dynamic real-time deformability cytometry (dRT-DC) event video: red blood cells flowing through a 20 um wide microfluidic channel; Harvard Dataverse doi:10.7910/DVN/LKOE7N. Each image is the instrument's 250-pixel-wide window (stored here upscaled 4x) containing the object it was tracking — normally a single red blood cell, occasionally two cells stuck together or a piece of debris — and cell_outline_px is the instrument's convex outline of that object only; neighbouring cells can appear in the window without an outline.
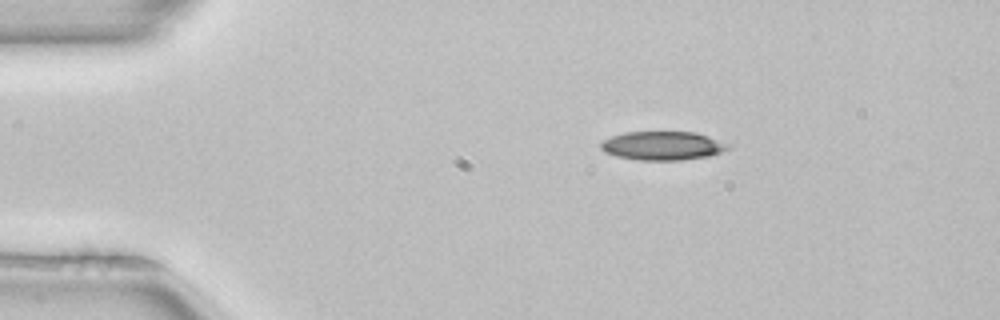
{"species": "common noctule bat (a hibernating species)", "species_latin": "Nyctalus noctula", "temperature_condition": "room temperature", "stored_images_in_passage": 43, "camera_frame_rate_fps": 3000, "um_per_image_px": 0.085, "animal": {"sex": "female", "body_mass_g": 22.7, "forearm_length_mm": 54.2}, "frame": {"image": 1, "passage_image": 1, "time_ms": 0.0, "image_size_px": [1000, 320], "cell_outline_px": [[732, 148], [708, 156], [684, 160], [640, 160], [616, 156], [604, 152], [600, 148], [600, 144], [604, 140], [612, 136], [624, 132], [696, 132], [732, 144]], "centroid_in_image_um": [56.36, 12.39], "position_along_channel_um": 28.6, "area_um2": 21.44}}
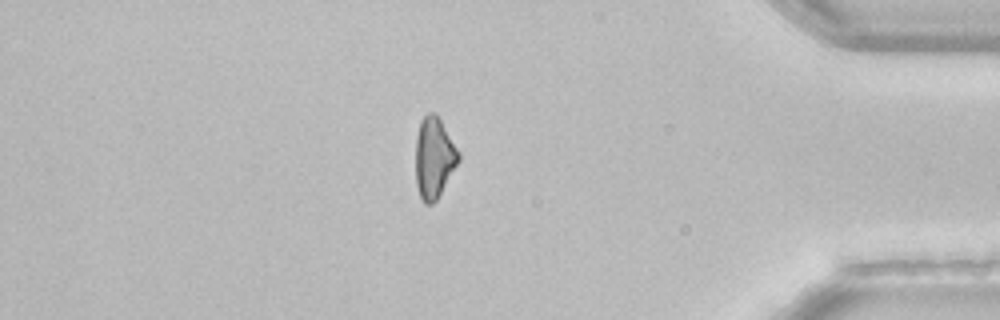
{"frame": {"image": 2, "passage_image": 36, "time_ms": 11.667, "image_size_px": [1000, 320], "cell_outline_px": [[460, 160], [436, 200], [432, 204], [424, 204], [420, 196], [416, 184], [416, 136], [420, 120], [428, 112], [436, 112], [460, 152]], "centroid_in_image_um": [36.89, 13.38], "position_along_channel_um": 398.3, "area_um2": 20.35}}
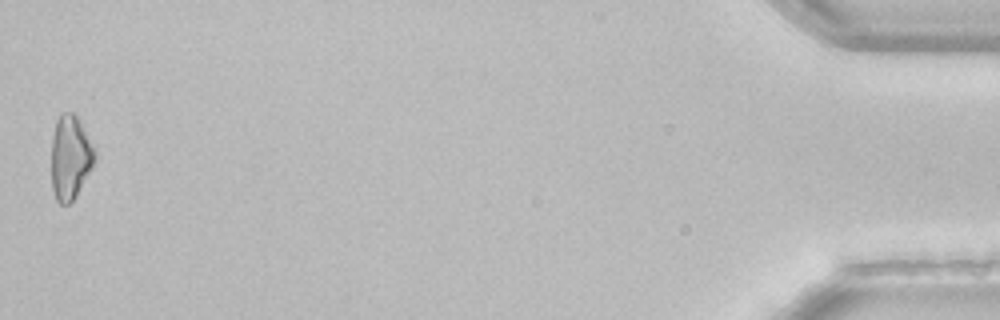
{"frame": {"image": 3, "passage_image": 43, "time_ms": 14.0, "image_size_px": [1000, 320], "cell_outline_px": [[96, 160], [92, 168], [76, 196], [68, 204], [60, 204], [56, 200], [52, 188], [52, 136], [56, 120], [64, 112], [72, 112], [80, 120], [96, 148]], "centroid_in_image_um": [6.0, 13.36], "position_along_channel_um": 429.2, "area_um2": 21.5}, "authors_computed_cell_mechanics": {"area_um2": 21.5016, "velocity_mm_per_s": 3.98, "shape_relaxation_time_tau1_ms": 5.9295, "shape_relaxation_time_tau2_ms": null, "deformation_change_tau1": 0.1352, "deformation_change_tau2": null}}